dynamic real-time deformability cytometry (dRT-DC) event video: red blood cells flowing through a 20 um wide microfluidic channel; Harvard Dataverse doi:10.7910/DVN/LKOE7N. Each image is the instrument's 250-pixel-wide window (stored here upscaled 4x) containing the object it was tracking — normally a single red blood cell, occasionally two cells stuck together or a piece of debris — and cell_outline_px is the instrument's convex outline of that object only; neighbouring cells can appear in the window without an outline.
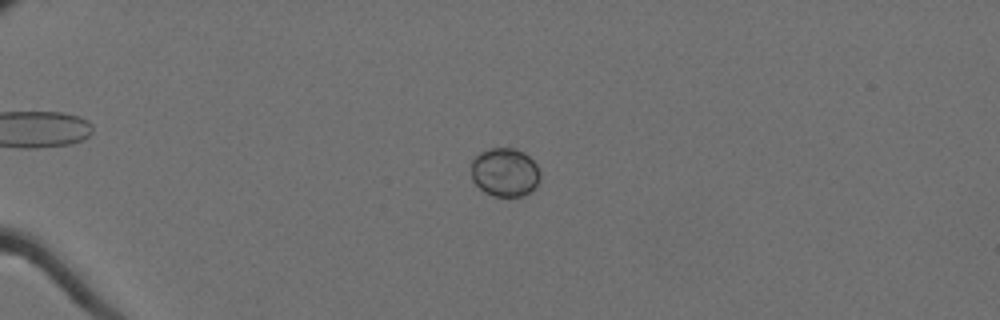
{"species": "Egyptian fruit bat (a non-hibernating species)", "species_latin": "Rousettus aegyptiacus", "temperature_condition": "cold", "stored_images_in_passage": 61, "camera_frame_rate_fps": 3000, "um_per_image_px": 0.085, "animal": {"sex": "female"}, "frame": {"image": 1, "passage_image": 18, "time_ms": 5.667, "image_size_px": [1000, 320], "cell_outline_px": [[540, 180], [524, 196], [492, 196], [484, 192], [472, 180], [472, 160], [480, 152], [488, 148], [516, 148], [524, 152], [536, 164], [540, 172]], "centroid_in_image_um": [42.9, 14.63], "position_along_channel_um": 42.1, "area_um2": 19.54}}
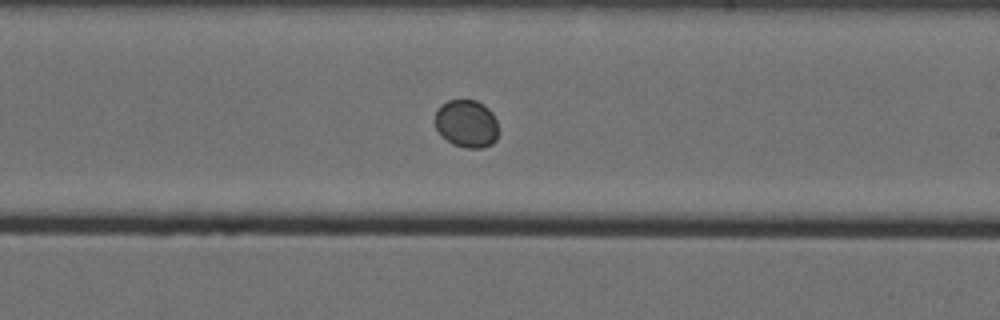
{"frame": {"image": 2, "passage_image": 40, "time_ms": 13.0, "image_size_px": [1000, 320], "cell_outline_px": [[496, 140], [492, 144], [480, 148], [464, 148], [452, 144], [440, 136], [436, 128], [436, 108], [440, 104], [448, 100], [476, 100], [484, 104], [492, 112], [496, 120]], "centroid_in_image_um": [39.62, 10.51], "position_along_channel_um": 249.4, "area_um2": 17.8}}
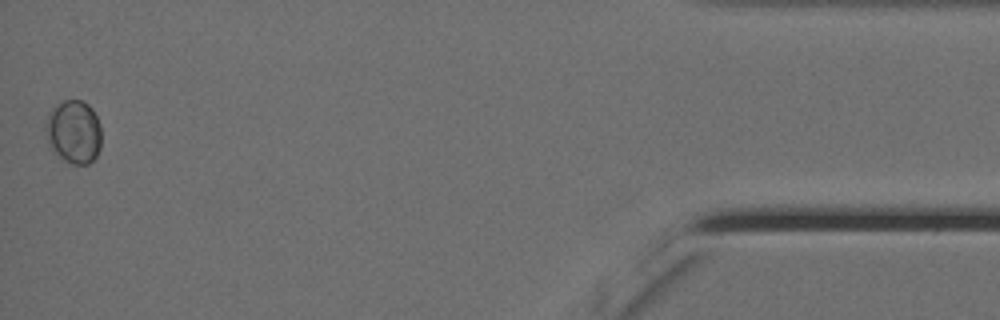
{"frame": {"image": 3, "passage_image": 61, "time_ms": 20.0, "image_size_px": [1000, 320], "cell_outline_px": [[100, 148], [96, 156], [88, 164], [72, 164], [64, 160], [52, 152], [48, 144], [44, 128], [48, 112], [56, 104], [64, 100], [80, 100], [88, 104], [92, 108], [100, 124]], "centroid_in_image_um": [6.23, 11.2], "position_along_channel_um": 429.0, "area_um2": 20.87}}